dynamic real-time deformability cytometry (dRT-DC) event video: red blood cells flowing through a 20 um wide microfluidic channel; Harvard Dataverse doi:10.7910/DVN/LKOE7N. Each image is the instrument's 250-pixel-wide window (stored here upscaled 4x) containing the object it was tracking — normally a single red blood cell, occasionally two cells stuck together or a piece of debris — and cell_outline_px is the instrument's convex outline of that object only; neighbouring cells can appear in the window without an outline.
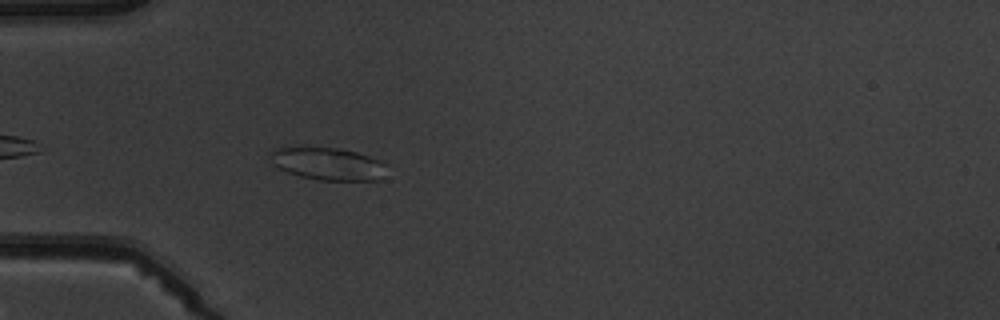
{"species": "common noctule bat (a hibernating species)", "species_latin": "Nyctalus noctula", "temperature_condition": "warm", "stored_images_in_passage": 4, "camera_frame_rate_fps": 3000, "um_per_image_px": 0.085, "animal": {"sex": "male", "body_mass_g": 19.5, "forearm_length_mm": 54.6}, "frame": {"image": 1, "passage_image": 4, "time_ms": 3.667, "image_size_px": [1000, 320], "cell_outline_px": [[384, 180], [320, 180], [300, 176], [288, 172], [272, 164], [268, 156], [276, 148], [304, 144], [340, 148], [356, 152], [380, 160], [384, 164]], "centroid_in_image_um": [27.81, 13.87], "position_along_channel_um": 57.2, "area_um2": 22.72}}